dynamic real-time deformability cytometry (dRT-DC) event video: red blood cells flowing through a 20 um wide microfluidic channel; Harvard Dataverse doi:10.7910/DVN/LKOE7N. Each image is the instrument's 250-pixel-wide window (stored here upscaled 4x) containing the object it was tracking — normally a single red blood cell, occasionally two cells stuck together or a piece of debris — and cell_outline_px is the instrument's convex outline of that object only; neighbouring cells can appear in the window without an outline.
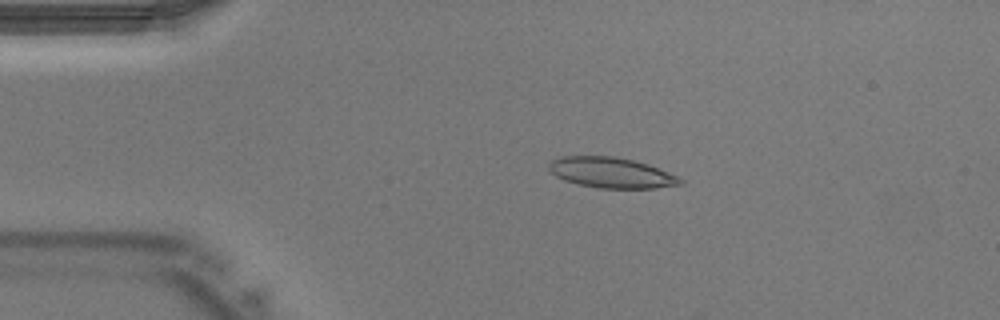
{"species": "Egyptian fruit bat (a non-hibernating species)", "species_latin": "Rousettus aegyptiacus", "temperature_condition": "warm", "stored_images_in_passage": 25, "camera_frame_rate_fps": 3000, "um_per_image_px": 0.085, "animal": {"sex": "male"}, "frame": {"image": 1, "passage_image": 8, "time_ms": 2.333, "image_size_px": [1000, 320], "cell_outline_px": [[684, 184], [656, 188], [596, 188], [576, 184], [564, 180], [556, 176], [548, 168], [548, 164], [552, 160], [560, 156], [612, 156], [632, 160], [648, 164], [660, 168], [684, 180]], "centroid_in_image_um": [51.96, 14.68], "position_along_channel_um": 33.0, "area_um2": 23.47}}